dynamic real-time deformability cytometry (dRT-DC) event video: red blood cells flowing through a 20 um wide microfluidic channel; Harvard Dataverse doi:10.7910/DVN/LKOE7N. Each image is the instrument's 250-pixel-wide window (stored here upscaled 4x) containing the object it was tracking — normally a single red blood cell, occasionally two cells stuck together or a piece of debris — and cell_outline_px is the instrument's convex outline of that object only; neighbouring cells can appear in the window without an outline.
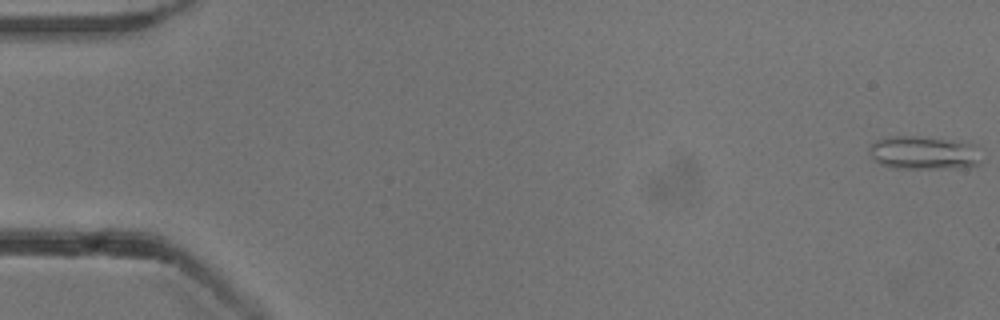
{"species": "common noctule bat (a hibernating species)", "species_latin": "Nyctalus noctula", "temperature_condition": "cold", "stored_images_in_passage": 26, "camera_frame_rate_fps": 3000, "um_per_image_px": 0.085, "animal": {"sex": "male", "body_mass_g": 13.3}, "frame": {"image": 1, "passage_image": 1, "time_ms": 0.0, "image_size_px": [1000, 320], "cell_outline_px": [[980, 164], [968, 168], [888, 168], [880, 164], [872, 156], [868, 148], [868, 144], [876, 140], [892, 136], [912, 136], [940, 140], [964, 144], [980, 160]], "centroid_in_image_um": [78.32, 13.03], "position_along_channel_um": 6.7, "area_um2": 20.81}}
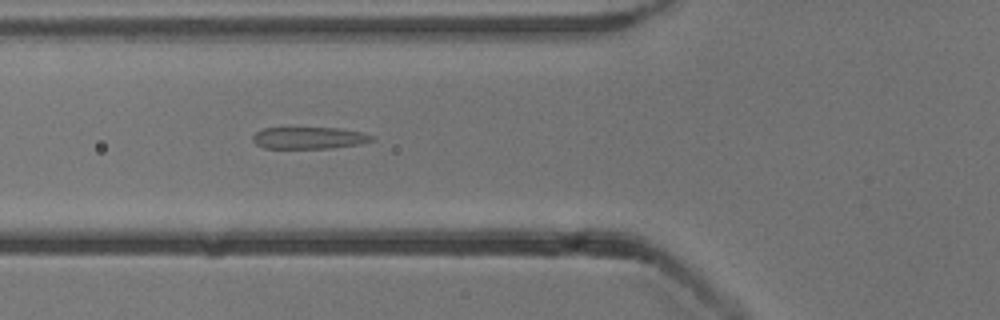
{"frame": {"image": 2, "passage_image": 20, "time_ms": 6.333, "image_size_px": [1000, 320], "cell_outline_px": [[376, 140], [360, 144], [332, 148], [264, 148], [256, 144], [252, 140], [252, 136], [256, 132], [264, 128], [340, 128], [364, 132], [372, 136]], "centroid_in_image_um": [26.3, 11.72], "position_along_channel_um": 99.5, "area_um2": 15.26}}
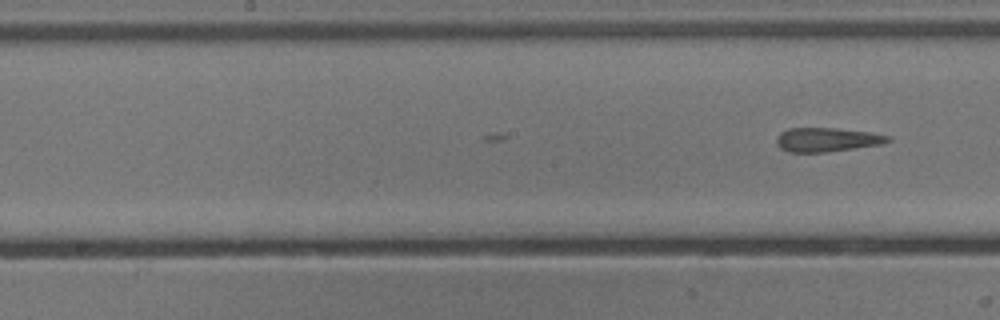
{"frame": {"image": 3, "passage_image": 26, "time_ms": 8.333, "image_size_px": [1000, 320], "cell_outline_px": [[892, 140], [880, 144], [856, 148], [824, 152], [788, 152], [780, 148], [776, 144], [776, 136], [780, 132], [788, 128], [836, 128], [872, 132], [892, 136]], "centroid_in_image_um": [70.29, 11.86], "position_along_channel_um": 177.9, "area_um2": 15.78}}